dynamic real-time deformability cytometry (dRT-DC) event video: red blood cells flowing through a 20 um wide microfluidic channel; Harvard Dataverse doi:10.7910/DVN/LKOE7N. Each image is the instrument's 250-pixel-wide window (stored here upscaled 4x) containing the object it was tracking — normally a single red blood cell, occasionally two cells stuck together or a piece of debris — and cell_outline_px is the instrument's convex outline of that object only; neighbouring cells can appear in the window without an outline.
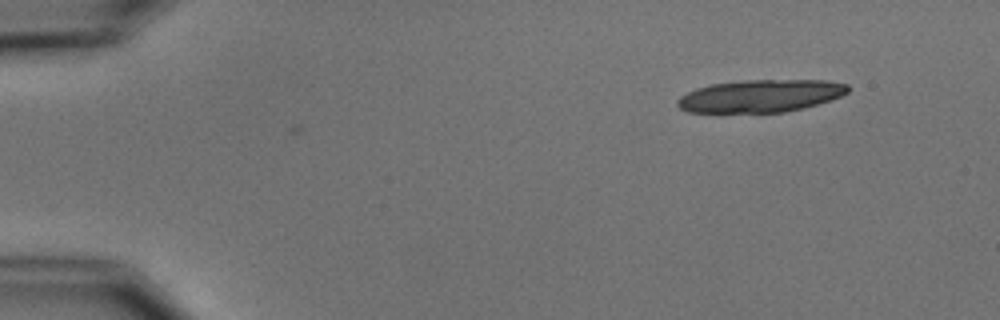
{"species": "common noctule bat (a hibernating species)", "species_latin": "Nyctalus noctula", "temperature_condition": "cold", "stored_images_in_passage": 2, "camera_frame_rate_fps": 3000, "um_per_image_px": 0.085, "animal": {"sex": "male", "body_mass_g": 15.6}, "frame": {"image": 1, "passage_image": 2, "time_ms": 1.0, "image_size_px": [1000, 320], "cell_outline_px": [[848, 92], [840, 96], [804, 108], [784, 112], [688, 112], [680, 108], [676, 104], [676, 100], [680, 96], [696, 88], [712, 84], [748, 80], [824, 80], [848, 84]], "centroid_in_image_um": [64.62, 8.15], "position_along_channel_um": 20.4, "area_um2": 32.08}}